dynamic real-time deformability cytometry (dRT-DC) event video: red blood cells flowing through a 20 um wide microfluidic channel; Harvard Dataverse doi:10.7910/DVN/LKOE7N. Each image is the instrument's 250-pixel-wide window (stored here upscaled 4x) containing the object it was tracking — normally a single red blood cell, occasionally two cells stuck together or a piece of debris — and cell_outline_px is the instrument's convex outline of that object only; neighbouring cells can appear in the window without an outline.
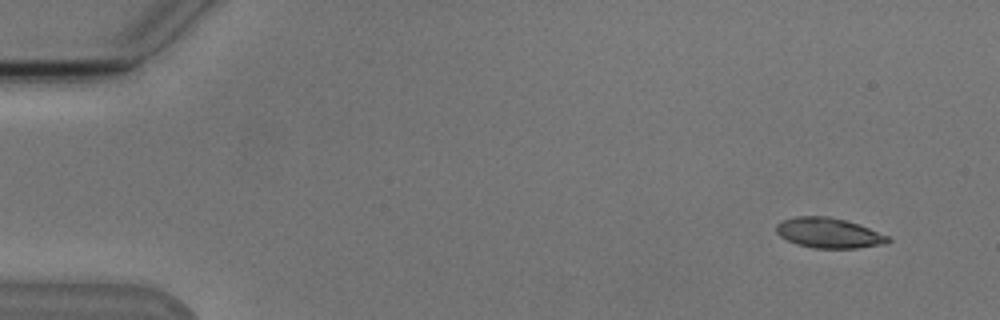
{"species": "Egyptian fruit bat (a non-hibernating species)", "species_latin": "Rousettus aegyptiacus", "temperature_condition": "cold", "stored_images_in_passage": 5, "camera_frame_rate_fps": 3000, "um_per_image_px": 0.085, "animal": {"sex": "male"}, "frame": {"image": 1, "passage_image": 1, "time_ms": 0.0, "image_size_px": [1000, 320], "cell_outline_px": [[892, 240], [884, 244], [856, 248], [812, 248], [796, 244], [780, 236], [776, 232], [776, 224], [784, 220], [796, 216], [828, 216], [844, 220], [868, 228], [888, 236]], "centroid_in_image_um": [70.42, 19.81], "position_along_channel_um": 14.6, "area_um2": 19.42}}